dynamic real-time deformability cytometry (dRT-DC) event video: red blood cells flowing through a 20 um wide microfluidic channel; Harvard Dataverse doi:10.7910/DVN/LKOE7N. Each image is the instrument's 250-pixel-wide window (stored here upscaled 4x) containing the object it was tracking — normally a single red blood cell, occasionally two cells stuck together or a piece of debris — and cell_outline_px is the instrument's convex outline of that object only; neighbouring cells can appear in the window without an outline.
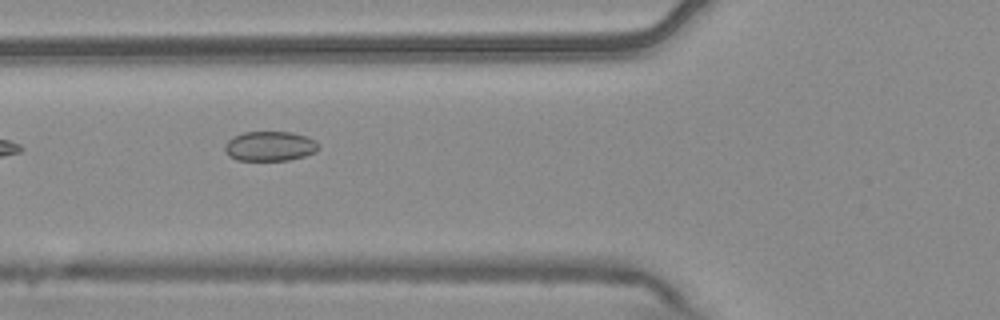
{"species": "common noctule bat (a hibernating species)", "species_latin": "Nyctalus noctula", "temperature_condition": "warm", "stored_images_in_passage": 10, "camera_frame_rate_fps": 3000, "um_per_image_px": 0.085, "animal": {"sex": "male", "body_mass_g": 20.4}, "frame": {"image": 1, "passage_image": 6, "time_ms": 1.667, "image_size_px": [1000, 320], "cell_outline_px": [[320, 148], [316, 152], [304, 156], [288, 160], [236, 160], [228, 156], [224, 152], [224, 144], [232, 136], [244, 132], [292, 132], [316, 140]], "centroid_in_image_um": [22.91, 12.42], "position_along_channel_um": 102.9, "area_um2": 16.42}}
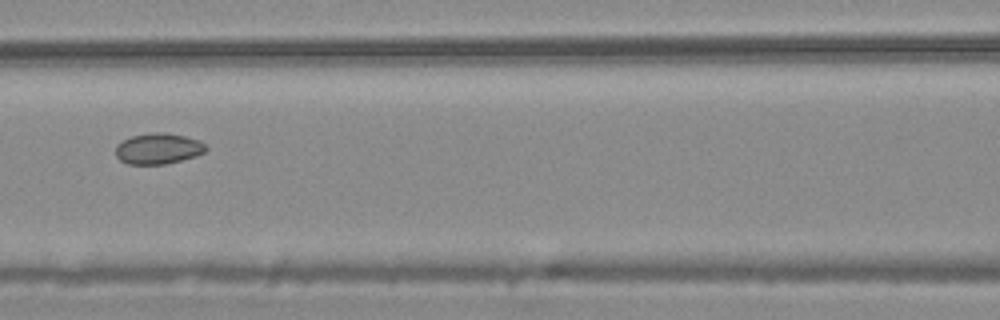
{"frame": {"image": 2, "passage_image": 7, "time_ms": 2.0, "image_size_px": [1000, 320], "cell_outline_px": [[208, 148], [204, 152], [196, 156], [164, 164], [128, 164], [120, 160], [116, 156], [116, 144], [132, 136], [152, 132], [164, 132], [184, 136], [200, 140]], "centroid_in_image_um": [13.45, 12.63], "position_along_channel_um": 153.2, "area_um2": 16.18}}
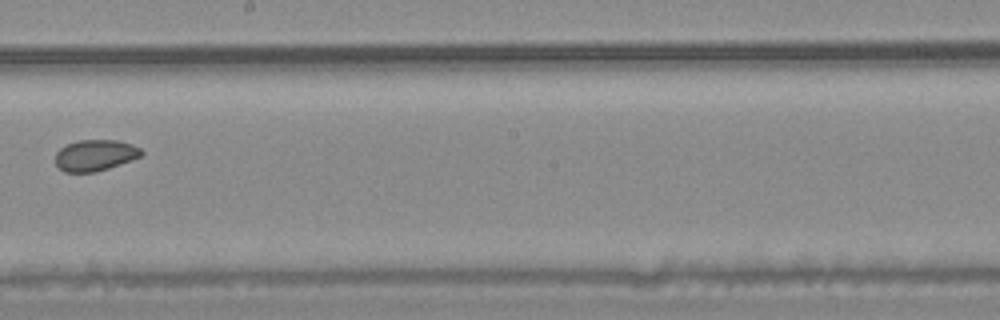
{"frame": {"image": 3, "passage_image": 9, "time_ms": 2.667, "image_size_px": [1000, 320], "cell_outline_px": [[144, 152], [140, 156], [120, 164], [96, 172], [64, 172], [56, 164], [56, 152], [60, 148], [68, 144], [80, 140], [116, 140], [132, 144], [140, 148]], "centroid_in_image_um": [8.08, 13.2], "position_along_channel_um": 240.1, "area_um2": 15.49}}